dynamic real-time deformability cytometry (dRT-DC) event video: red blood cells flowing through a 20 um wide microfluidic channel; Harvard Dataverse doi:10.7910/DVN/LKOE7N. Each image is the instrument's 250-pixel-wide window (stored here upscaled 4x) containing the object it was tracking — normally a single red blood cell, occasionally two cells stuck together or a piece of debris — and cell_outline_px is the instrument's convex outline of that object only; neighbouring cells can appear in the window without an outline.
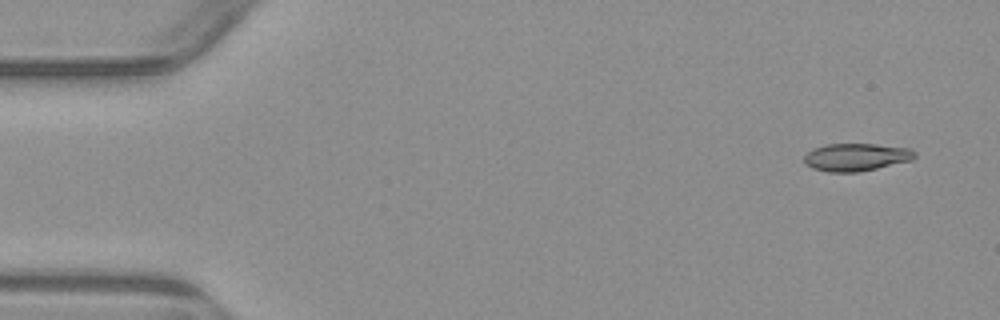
{"species": "common noctule bat (a hibernating species)", "species_latin": "Nyctalus noctula", "temperature_condition": "warm", "stored_images_in_passage": 4, "camera_frame_rate_fps": 3000, "um_per_image_px": 0.085, "animal": {"sex": "male", "body_mass_g": 23.1, "forearm_length_mm": 52.7}, "frame": {"image": 1, "passage_image": 1, "time_ms": 0.0, "image_size_px": [1000, 320], "cell_outline_px": [[916, 156], [912, 160], [876, 168], [856, 172], [828, 172], [812, 168], [804, 160], [804, 156], [812, 148], [824, 144], [876, 144], [912, 148], [916, 152]], "centroid_in_image_um": [72.79, 13.34], "position_along_channel_um": 12.2, "area_um2": 17.86}}
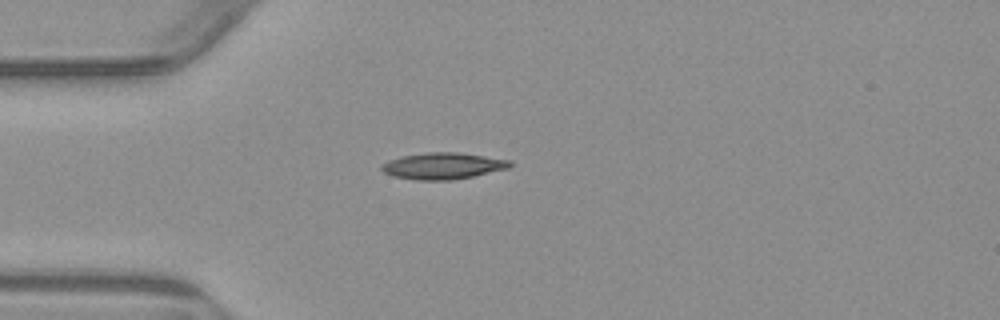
{"frame": {"image": 2, "passage_image": 4, "time_ms": 3.667, "image_size_px": [1000, 320], "cell_outline_px": [[512, 164], [508, 168], [472, 176], [452, 180], [416, 180], [392, 176], [384, 172], [380, 168], [388, 160], [400, 156], [428, 152], [456, 152], [512, 160]], "centroid_in_image_um": [37.63, 14.1], "position_along_channel_um": 47.4, "area_um2": 19.71}}